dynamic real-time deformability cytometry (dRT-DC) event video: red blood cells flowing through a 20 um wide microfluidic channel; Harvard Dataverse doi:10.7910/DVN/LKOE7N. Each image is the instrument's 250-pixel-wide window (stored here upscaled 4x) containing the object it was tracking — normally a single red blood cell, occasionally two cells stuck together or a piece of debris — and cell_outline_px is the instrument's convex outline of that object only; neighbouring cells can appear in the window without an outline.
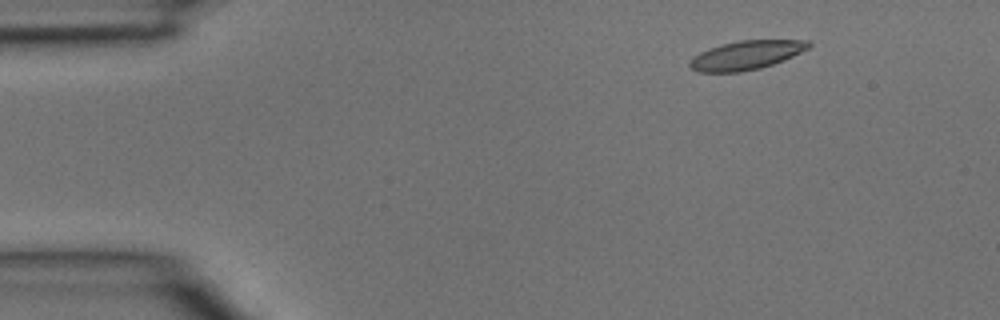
{"species": "common noctule bat (a hibernating species)", "species_latin": "Nyctalus noctula", "temperature_condition": "room temperature", "stored_images_in_passage": 3, "camera_frame_rate_fps": 3000, "um_per_image_px": 0.085, "animal": {"sex": "male", "body_mass_g": 15.6}, "frame": {"image": 1, "passage_image": 2, "time_ms": 0.333, "image_size_px": [1000, 320], "cell_outline_px": [[812, 44], [808, 48], [784, 60], [760, 68], [740, 72], [696, 72], [688, 68], [688, 60], [692, 56], [708, 48], [740, 40], [808, 40]], "centroid_in_image_um": [63.36, 4.7], "position_along_channel_um": 21.6, "area_um2": 20.11}}